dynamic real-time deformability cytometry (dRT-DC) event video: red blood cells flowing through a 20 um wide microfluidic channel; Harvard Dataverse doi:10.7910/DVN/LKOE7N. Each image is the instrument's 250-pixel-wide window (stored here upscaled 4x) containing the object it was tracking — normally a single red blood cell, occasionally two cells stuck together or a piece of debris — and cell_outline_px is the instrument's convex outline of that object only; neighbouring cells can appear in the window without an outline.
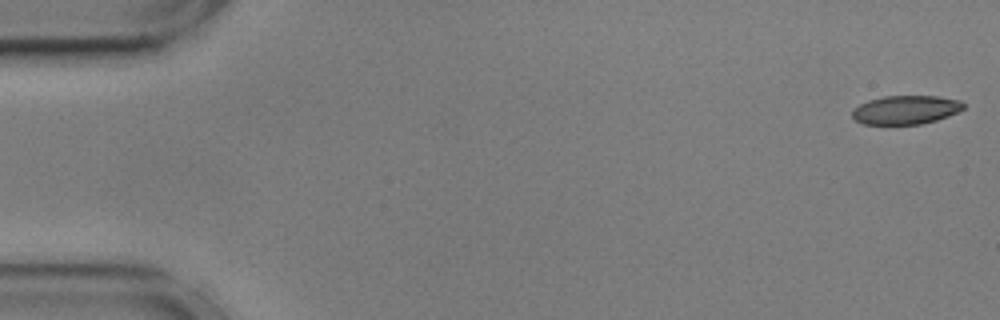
{"species": "common noctule bat (a hibernating species)", "species_latin": "Nyctalus noctula", "temperature_condition": "cold", "stored_images_in_passage": 55, "camera_frame_rate_fps": 3000, "um_per_image_px": 0.085, "animal": {"sex": "male", "body_mass_g": 17.9, "forearm_length_mm": 54.2}, "frame": {"image": 1, "passage_image": 1, "time_ms": 0.0, "image_size_px": [1000, 320], "cell_outline_px": [[964, 108], [948, 116], [936, 120], [920, 124], [864, 124], [856, 120], [852, 116], [852, 112], [860, 104], [868, 100], [884, 96], [940, 96], [960, 100], [964, 104]], "centroid_in_image_um": [77.0, 9.33], "position_along_channel_um": 8.0, "area_um2": 18.5}}
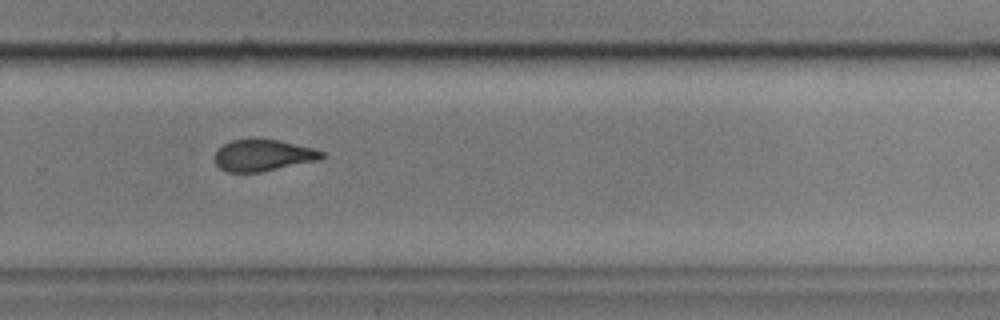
{"frame": {"image": 2, "passage_image": 37, "time_ms": 12.0, "image_size_px": [1000, 320], "cell_outline_px": [[324, 156], [320, 160], [260, 172], [228, 172], [220, 168], [216, 164], [216, 152], [224, 144], [232, 140], [252, 136], [256, 136], [276, 140], [312, 148], [324, 152]], "centroid_in_image_um": [22.35, 13.17], "position_along_channel_um": 307.5, "area_um2": 19.88}}
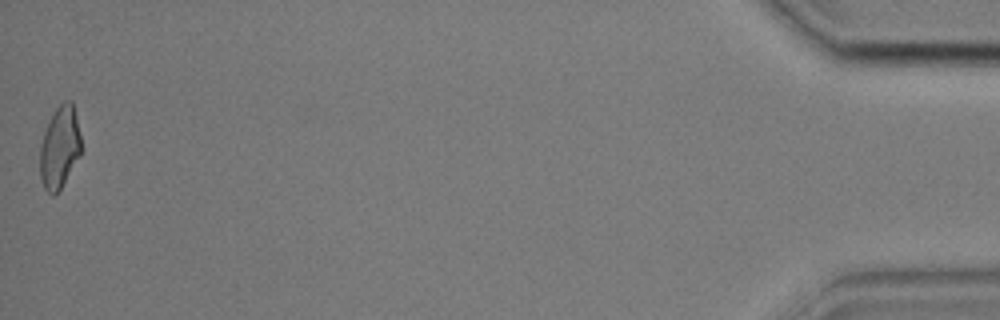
{"frame": {"image": 3, "passage_image": 55, "time_ms": 18.0, "image_size_px": [1000, 320], "cell_outline_px": [[80, 156], [60, 188], [52, 196], [44, 188], [40, 176], [40, 144], [44, 132], [56, 108], [64, 100], [72, 100], [80, 136]], "centroid_in_image_um": [5.06, 12.52], "position_along_channel_um": 430.1, "area_um2": 19.31}, "authors_computed_cell_mechanics": {"area_um2": 20.5768, "velocity_mm_per_s": 3.6037, "shape_relaxation_time_tau1_ms": 4.1884, "shape_relaxation_time_tau2_ms": 2.4746, "deformation_change_tau1": 0.1301, "deformation_change_tau2": 0.0957}}